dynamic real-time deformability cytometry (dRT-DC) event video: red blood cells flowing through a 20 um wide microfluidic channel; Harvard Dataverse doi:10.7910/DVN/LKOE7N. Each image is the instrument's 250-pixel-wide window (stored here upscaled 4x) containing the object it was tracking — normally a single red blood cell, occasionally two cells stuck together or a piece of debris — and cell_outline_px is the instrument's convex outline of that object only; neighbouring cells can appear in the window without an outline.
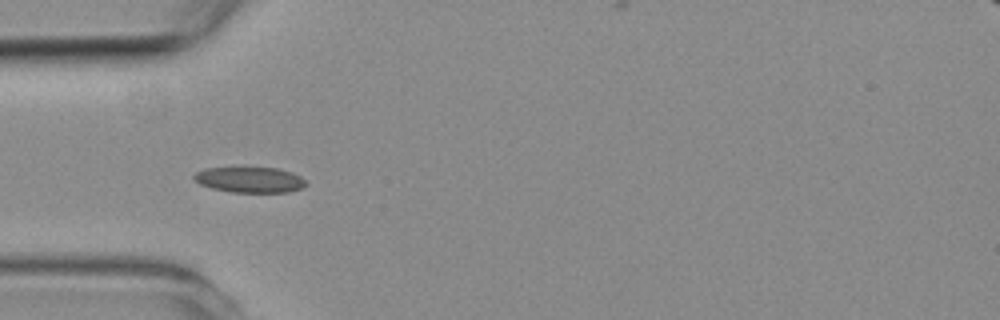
{"species": "common noctule bat (a hibernating species)", "species_latin": "Nyctalus noctula", "temperature_condition": "room temperature", "stored_images_in_passage": 7, "camera_frame_rate_fps": 3000, "um_per_image_px": 0.085, "animal": {"sex": "female", "body_mass_g": 19.3, "forearm_length_mm": 54.1}, "frame": {"image": 1, "passage_image": 4, "time_ms": 3.667, "image_size_px": [1000, 320], "cell_outline_px": [[308, 184], [300, 188], [288, 192], [232, 192], [212, 188], [200, 184], [192, 176], [196, 172], [204, 168], [236, 164], [244, 164], [276, 168], [292, 172], [300, 176]], "centroid_in_image_um": [21.18, 15.2], "position_along_channel_um": 63.8, "area_um2": 17.69}}
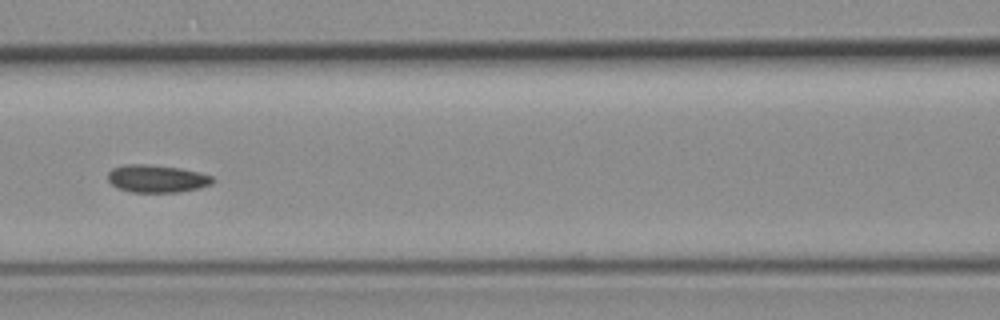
{"frame": {"image": 2, "passage_image": 6, "time_ms": 6.0, "image_size_px": [1000, 320], "cell_outline_px": [[216, 180], [212, 184], [200, 188], [180, 192], [132, 192], [120, 188], [112, 184], [108, 180], [108, 172], [112, 168], [124, 164], [148, 164], [180, 168], [200, 172], [212, 176]], "centroid_in_image_um": [13.37, 15.18], "position_along_channel_um": 153.2, "area_um2": 16.99}}
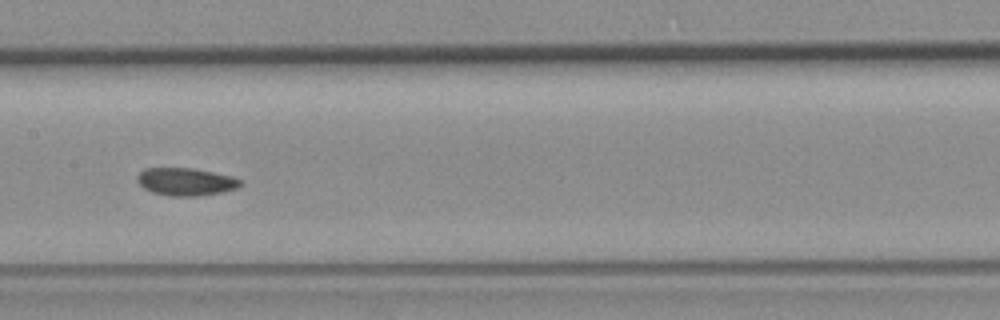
{"frame": {"image": 3, "passage_image": 7, "time_ms": 7.0, "image_size_px": [1000, 320], "cell_outline_px": [[244, 184], [240, 188], [220, 192], [196, 196], [168, 196], [152, 192], [144, 188], [136, 180], [136, 176], [144, 168], [192, 168], [232, 176], [244, 180]], "centroid_in_image_um": [15.82, 15.44], "position_along_channel_um": 191.6, "area_um2": 16.82}}